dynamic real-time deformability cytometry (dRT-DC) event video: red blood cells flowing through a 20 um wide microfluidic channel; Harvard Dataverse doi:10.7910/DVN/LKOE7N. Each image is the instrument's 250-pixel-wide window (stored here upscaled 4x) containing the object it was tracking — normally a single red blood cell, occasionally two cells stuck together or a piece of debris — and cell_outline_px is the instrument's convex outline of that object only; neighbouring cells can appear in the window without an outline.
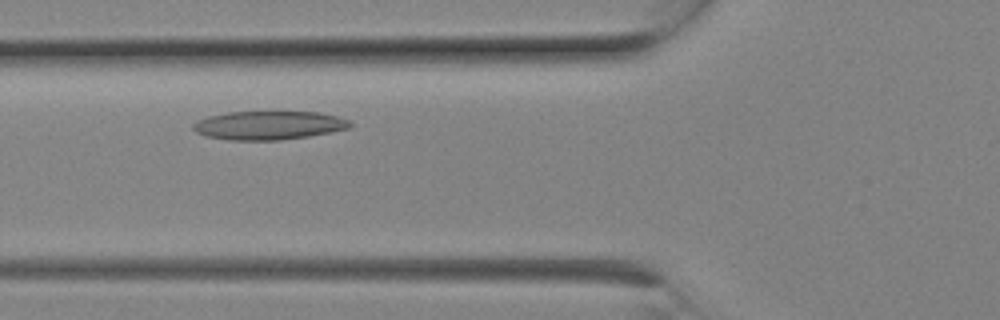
{"species": "Egyptian fruit bat (a non-hibernating species)", "species_latin": "Rousettus aegyptiacus", "temperature_condition": "room temperature", "stored_images_in_passage": 5, "camera_frame_rate_fps": 3000, "um_per_image_px": 0.085, "animal": {"sex": "female"}, "frame": {"image": 1, "passage_image": 4, "time_ms": 1.0, "image_size_px": [1000, 320], "cell_outline_px": [[352, 124], [348, 128], [308, 136], [280, 140], [228, 140], [208, 136], [196, 132], [192, 128], [192, 124], [196, 120], [208, 116], [228, 112], [320, 112], [336, 116], [348, 120]], "centroid_in_image_um": [22.79, 10.65], "position_along_channel_um": 103.0, "area_um2": 26.01}}
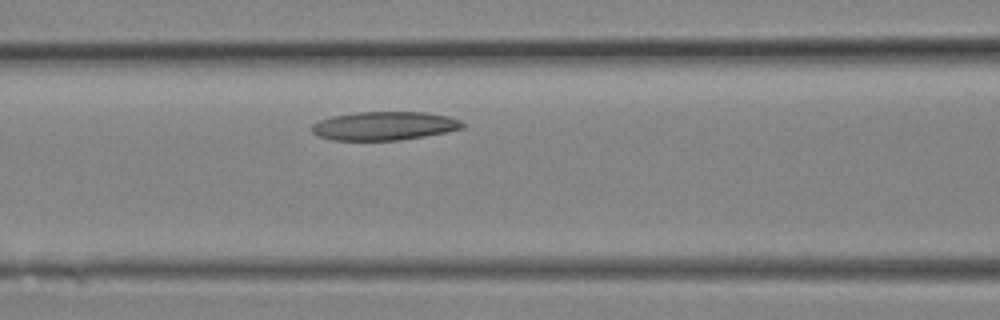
{"frame": {"image": 2, "passage_image": 5, "time_ms": 1.333, "image_size_px": [1000, 320], "cell_outline_px": [[464, 128], [448, 132], [400, 140], [332, 140], [316, 136], [312, 132], [312, 124], [320, 120], [332, 116], [356, 112], [424, 112], [448, 116], [460, 120], [464, 124]], "centroid_in_image_um": [32.66, 10.7], "position_along_channel_um": 133.9, "area_um2": 25.2}}